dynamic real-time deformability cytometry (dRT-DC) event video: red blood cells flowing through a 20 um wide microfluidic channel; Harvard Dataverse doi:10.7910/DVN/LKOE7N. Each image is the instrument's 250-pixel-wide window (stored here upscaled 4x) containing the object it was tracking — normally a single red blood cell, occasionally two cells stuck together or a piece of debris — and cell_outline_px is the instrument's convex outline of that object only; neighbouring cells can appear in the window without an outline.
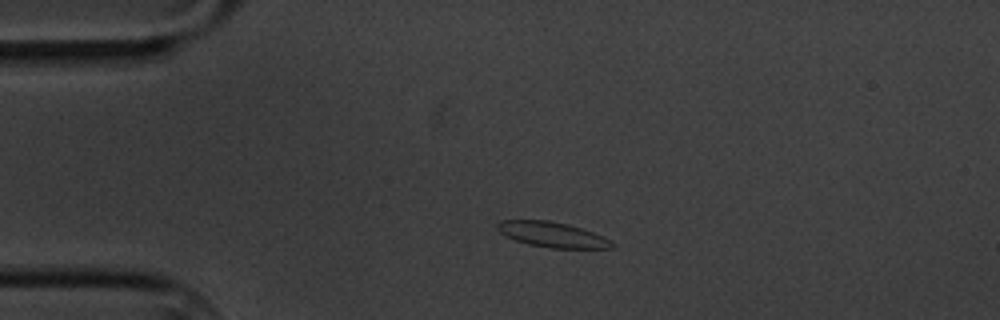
{"species": "common noctule bat (a hibernating species)", "species_latin": "Nyctalus noctula", "temperature_condition": "cold", "stored_images_in_passage": 4, "segment_of_instrument_passage": [1, 2], "camera_frame_rate_fps": 3000, "um_per_image_px": 0.085, "animal": {"sex": "male", "body_mass_g": 20.1, "forearm_length_mm": 53.5}, "frame": {"image": 1, "passage_image": 2, "time_ms": 1.333, "image_size_px": [1000, 320], "cell_outline_px": [[616, 248], [552, 248], [528, 244], [516, 240], [500, 232], [496, 228], [496, 224], [500, 220], [548, 220], [568, 224], [604, 236], [612, 240], [616, 244]], "centroid_in_image_um": [46.99, 19.94], "position_along_channel_um": 38.0, "area_um2": 16.88}}